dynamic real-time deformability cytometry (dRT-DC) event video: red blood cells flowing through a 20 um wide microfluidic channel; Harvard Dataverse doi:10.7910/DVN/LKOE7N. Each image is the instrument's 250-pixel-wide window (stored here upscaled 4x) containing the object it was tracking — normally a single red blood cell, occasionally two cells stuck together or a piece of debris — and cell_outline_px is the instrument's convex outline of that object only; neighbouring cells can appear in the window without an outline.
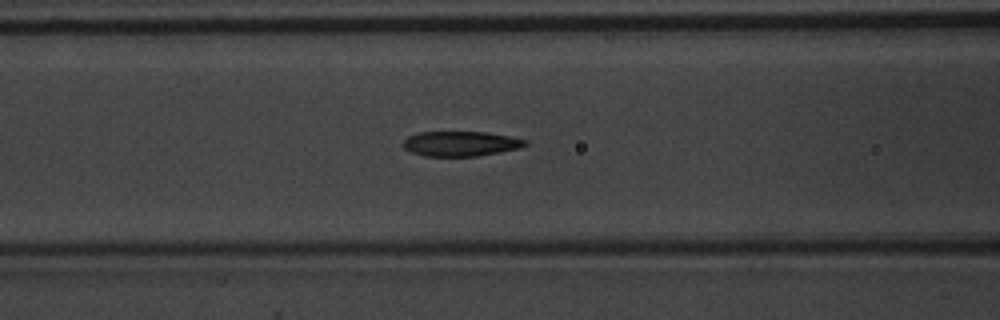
{"species": "common noctule bat (a hibernating species)", "species_latin": "Nyctalus noctula", "temperature_condition": "warm", "stored_images_in_passage": 51, "camera_frame_rate_fps": 3000, "um_per_image_px": 0.085, "animal": {"sex": "male", "body_mass_g": 20.1, "forearm_length_mm": 53.5}, "frame": {"image": 1, "passage_image": 22, "time_ms": 7.0, "image_size_px": [1000, 320], "cell_outline_px": [[528, 144], [520, 148], [500, 152], [476, 156], [424, 156], [412, 152], [404, 148], [404, 140], [408, 136], [420, 132], [488, 132], [528, 140]], "centroid_in_image_um": [39.18, 12.21], "position_along_channel_um": 127.4, "area_um2": 17.69}}
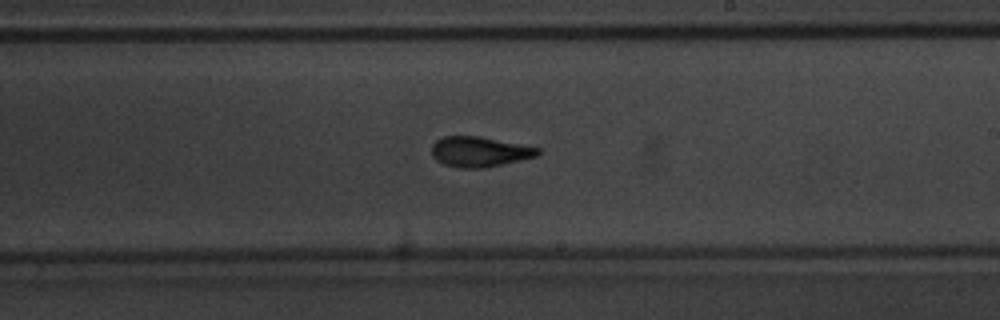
{"frame": {"image": 2, "passage_image": 31, "time_ms": 10.0, "image_size_px": [1000, 320], "cell_outline_px": [[540, 152], [536, 156], [484, 168], [460, 168], [444, 164], [436, 160], [432, 156], [432, 144], [436, 140], [444, 136], [480, 136], [540, 148]], "centroid_in_image_um": [40.72, 12.89], "position_along_channel_um": 248.3, "area_um2": 18.55}}
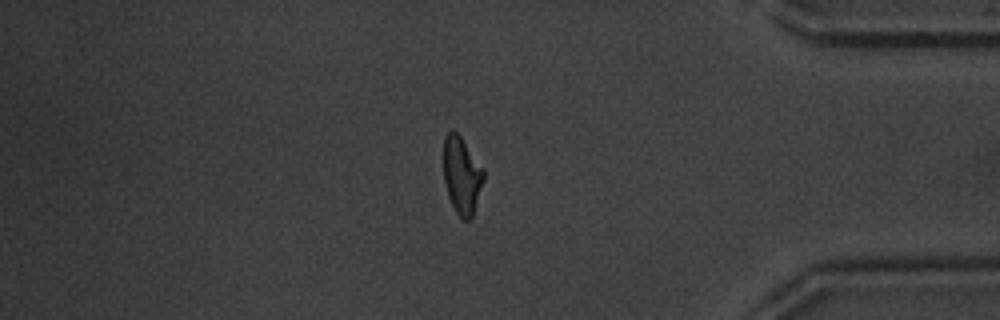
{"frame": {"image": 3, "passage_image": 44, "time_ms": 14.333, "image_size_px": [1000, 320], "cell_outline_px": [[484, 180], [472, 216], [468, 220], [464, 220], [456, 212], [448, 196], [444, 180], [444, 136], [452, 128], [460, 136], [484, 168]], "centroid_in_image_um": [39.25, 14.87], "position_along_channel_um": 395.9, "area_um2": 17.92}, "authors_computed_cell_mechanics": {"area_um2": 18.3804, "velocity_mm_per_s": 4.0268, "shape_relaxation_time_tau1_ms": 3.6652, "shape_relaxation_time_tau2_ms": 1.5356, "deformation_change_tau1": 0.1672, "deformation_change_tau2": 0.0888}}